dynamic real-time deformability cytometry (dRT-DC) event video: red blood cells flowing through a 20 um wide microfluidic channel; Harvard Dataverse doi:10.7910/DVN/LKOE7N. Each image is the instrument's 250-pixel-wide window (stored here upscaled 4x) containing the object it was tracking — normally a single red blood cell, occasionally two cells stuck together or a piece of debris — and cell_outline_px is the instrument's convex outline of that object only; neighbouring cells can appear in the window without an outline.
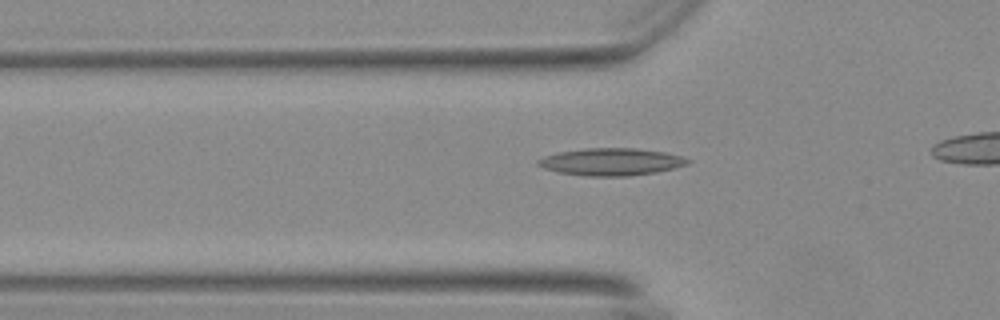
{"species": "Egyptian fruit bat (a non-hibernating species)", "species_latin": "Rousettus aegyptiacus", "temperature_condition": "warm", "stored_images_in_passage": 33, "camera_frame_rate_fps": 3000, "um_per_image_px": 0.085, "animal": {"sex": "female"}, "frame": {"image": 1, "passage_image": 6, "time_ms": 1.667, "image_size_px": [1000, 320], "cell_outline_px": [[692, 160], [688, 164], [656, 172], [628, 176], [588, 176], [560, 172], [544, 168], [536, 164], [536, 160], [544, 156], [556, 152], [584, 148], [636, 148], [664, 152], [680, 156]], "centroid_in_image_um": [51.92, 13.74], "position_along_channel_um": 73.9, "area_um2": 23.76}}
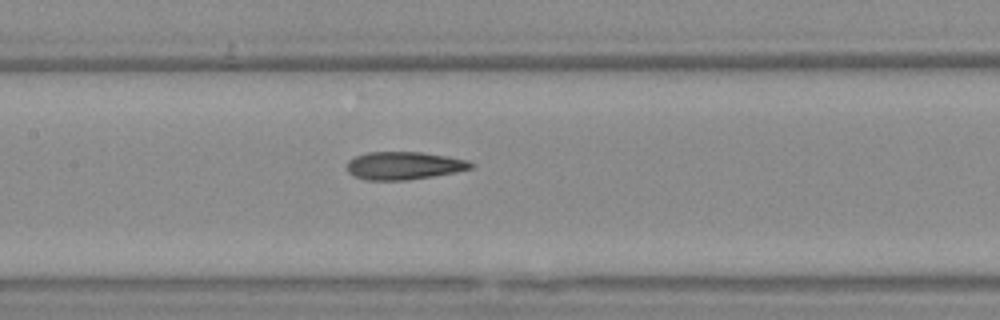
{"frame": {"image": 2, "passage_image": 14, "time_ms": 4.333, "image_size_px": [1000, 320], "cell_outline_px": [[476, 168], [456, 172], [432, 176], [404, 180], [368, 180], [356, 176], [348, 172], [348, 160], [356, 156], [368, 152], [420, 152], [448, 156], [468, 160], [476, 164]], "centroid_in_image_um": [34.41, 14.07], "position_along_channel_um": 173.0, "area_um2": 20.11}}
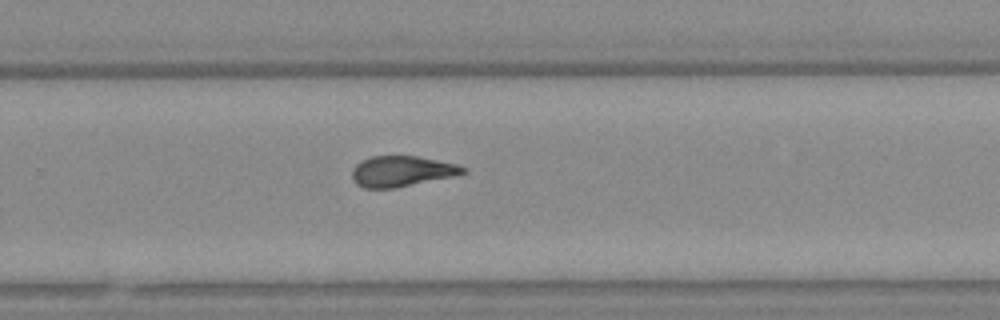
{"frame": {"image": 3, "passage_image": 24, "time_ms": 7.667, "image_size_px": [1000, 320], "cell_outline_px": [[468, 172], [456, 176], [392, 188], [364, 188], [356, 184], [352, 176], [352, 168], [360, 160], [372, 156], [416, 156], [456, 164], [468, 168]], "centroid_in_image_um": [34.15, 14.55], "position_along_channel_um": 295.6, "area_um2": 19.83}}